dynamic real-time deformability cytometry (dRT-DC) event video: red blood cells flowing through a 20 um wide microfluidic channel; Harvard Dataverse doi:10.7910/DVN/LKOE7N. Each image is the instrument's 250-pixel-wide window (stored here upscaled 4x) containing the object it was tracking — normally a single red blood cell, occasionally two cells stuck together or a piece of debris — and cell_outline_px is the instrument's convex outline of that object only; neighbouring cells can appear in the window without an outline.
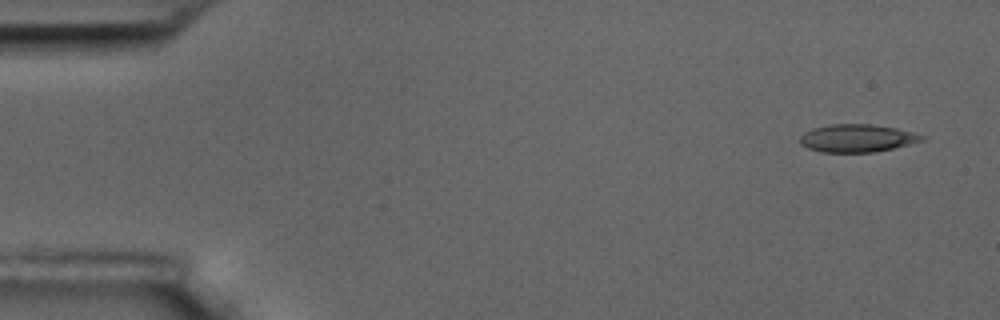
{"species": "common noctule bat (a hibernating species)", "species_latin": "Nyctalus noctula", "temperature_condition": "room temperature", "stored_images_in_passage": 56, "camera_frame_rate_fps": 3000, "um_per_image_px": 0.085, "animal": {"sex": "male", "body_mass_g": 17.5, "forearm_length_mm": 52.3}, "frame": {"image": 1, "passage_image": 3, "time_ms": 0.667, "image_size_px": [1000, 320], "cell_outline_px": [[924, 140], [876, 152], [820, 152], [808, 148], [800, 144], [800, 136], [804, 132], [812, 128], [828, 124], [872, 124], [896, 128], [912, 132], [924, 136]], "centroid_in_image_um": [72.8, 11.74], "position_along_channel_um": 12.2, "area_um2": 19.71}}
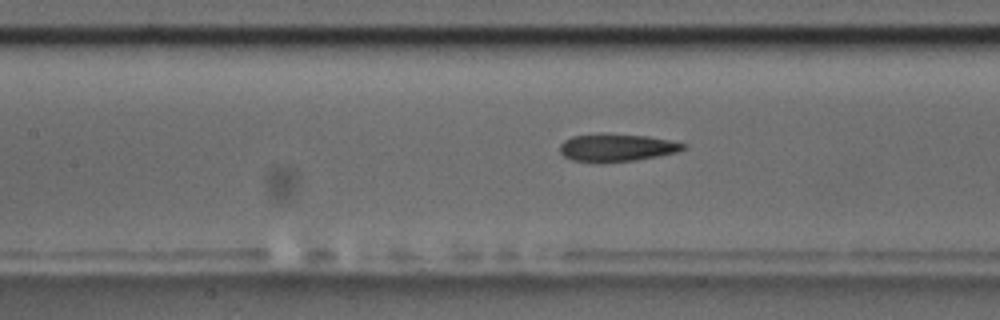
{"frame": {"image": 2, "passage_image": 25, "time_ms": 8.0, "image_size_px": [1000, 320], "cell_outline_px": [[688, 148], [676, 152], [636, 160], [600, 164], [596, 164], [572, 160], [564, 156], [560, 152], [560, 144], [564, 140], [572, 136], [600, 132], [604, 132], [648, 136], [672, 140], [688, 144]], "centroid_in_image_um": [52.4, 12.54], "position_along_channel_um": 155.0, "area_um2": 20.69}}
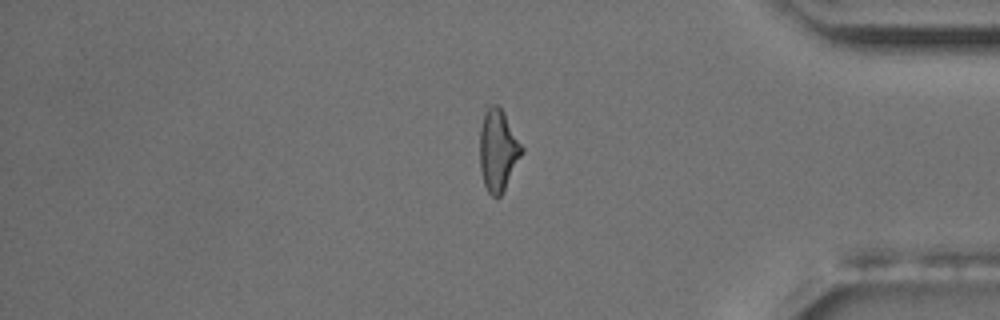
{"frame": {"image": 3, "passage_image": 47, "time_ms": 15.333, "image_size_px": [1000, 320], "cell_outline_px": [[524, 152], [500, 196], [496, 200], [488, 192], [484, 184], [480, 168], [480, 128], [484, 112], [492, 104], [496, 104], [504, 112], [524, 148]], "centroid_in_image_um": [42.34, 12.78], "position_along_channel_um": 392.9, "area_um2": 20.0}, "authors_computed_cell_mechanics": {"area_um2": 20.0566, "velocity_mm_per_s": 3.5886, "shape_relaxation_time_tau1_ms": 4.4731, "shape_relaxation_time_tau2_ms": 1.8936, "deformation_change_tau1": 0.1669, "deformation_change_tau2": 0.106}}